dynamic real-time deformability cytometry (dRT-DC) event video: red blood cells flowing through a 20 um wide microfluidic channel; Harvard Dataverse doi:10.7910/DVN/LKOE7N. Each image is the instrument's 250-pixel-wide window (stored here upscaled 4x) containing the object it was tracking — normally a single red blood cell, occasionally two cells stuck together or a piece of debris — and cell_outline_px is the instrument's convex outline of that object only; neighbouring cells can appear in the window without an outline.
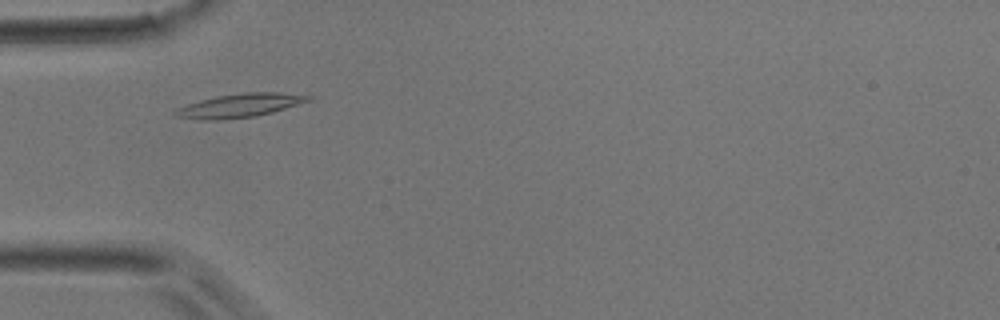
{"species": "common noctule bat (a hibernating species)", "species_latin": "Nyctalus noctula", "temperature_condition": "room temperature", "stored_images_in_passage": 35, "camera_frame_rate_fps": 3000, "um_per_image_px": 0.085, "animal": {"sex": "male", "body_mass_g": 17.9}, "frame": {"image": 1, "passage_image": 1, "time_ms": 0.0, "image_size_px": [1000, 320], "cell_outline_px": [[312, 100], [272, 112], [256, 116], [220, 120], [200, 120], [176, 116], [172, 112], [176, 108], [200, 100], [216, 96], [244, 92], [276, 92], [312, 96]], "centroid_in_image_um": [20.35, 8.97], "position_along_channel_um": 64.7, "area_um2": 18.32}}
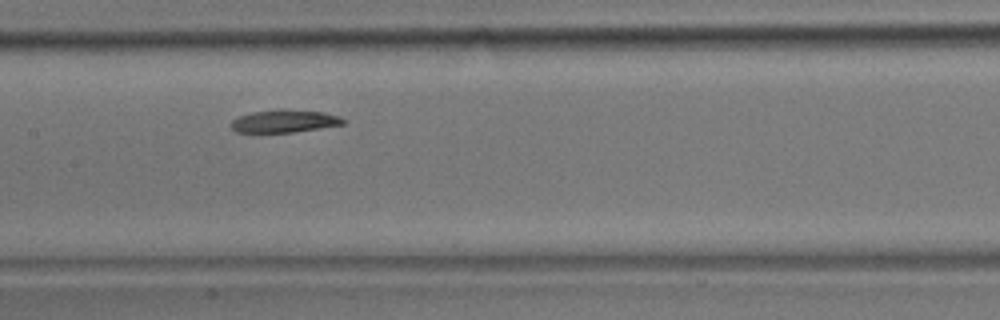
{"frame": {"image": 2, "passage_image": 10, "time_ms": 3.0, "image_size_px": [1000, 320], "cell_outline_px": [[348, 120], [344, 124], [320, 128], [292, 132], [236, 132], [228, 124], [232, 120], [240, 116], [252, 112], [284, 108], [324, 112]], "centroid_in_image_um": [24.17, 10.28], "position_along_channel_um": 183.2, "area_um2": 14.91}}
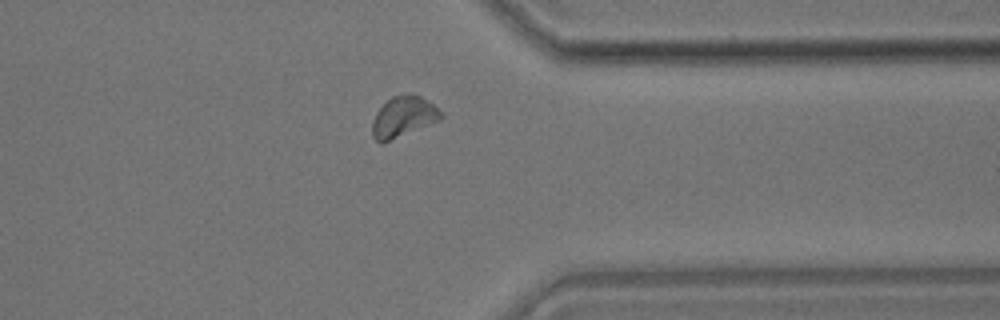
{"frame": {"image": 3, "passage_image": 25, "time_ms": 8.0, "image_size_px": [1000, 320], "cell_outline_px": [[444, 116], [440, 120], [380, 144], [372, 136], [372, 120], [376, 112], [392, 96], [420, 96], [432, 104]], "centroid_in_image_um": [34.25, 9.96], "position_along_channel_um": 377.2, "area_um2": 15.72}}